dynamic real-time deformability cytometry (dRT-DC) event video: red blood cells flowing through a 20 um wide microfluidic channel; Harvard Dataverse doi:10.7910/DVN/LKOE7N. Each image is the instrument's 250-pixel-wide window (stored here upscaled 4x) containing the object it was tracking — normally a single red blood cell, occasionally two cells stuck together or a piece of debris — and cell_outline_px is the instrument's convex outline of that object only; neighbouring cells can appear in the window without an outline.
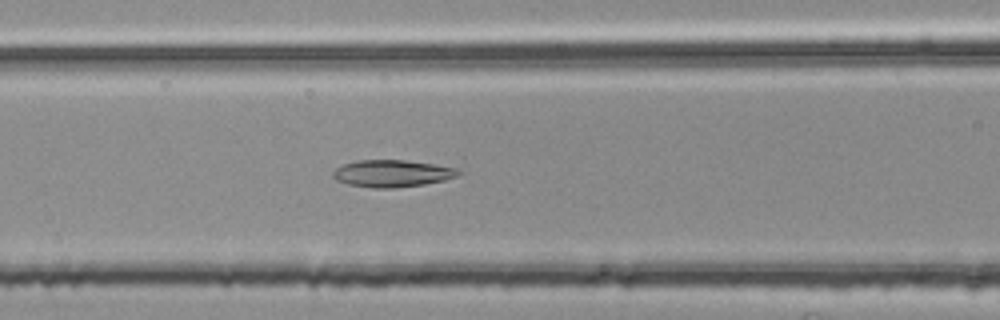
{"species": "common noctule bat (a hibernating species)", "species_latin": "Nyctalus noctula", "temperature_condition": "room temperature", "stored_images_in_passage": 38, "camera_frame_rate_fps": 3000, "um_per_image_px": 0.085, "animal": {"sex": "female", "body_mass_g": 25.1}, "frame": {"image": 1, "passage_image": 7, "time_ms": 2.0, "image_size_px": [1000, 320], "cell_outline_px": [[460, 172], [456, 176], [444, 180], [424, 184], [392, 188], [372, 188], [348, 184], [336, 180], [332, 176], [332, 172], [336, 168], [344, 164], [360, 160], [404, 160], [460, 168]], "centroid_in_image_um": [33.32, 14.74], "position_along_channel_um": 133.3, "area_um2": 19.65}}
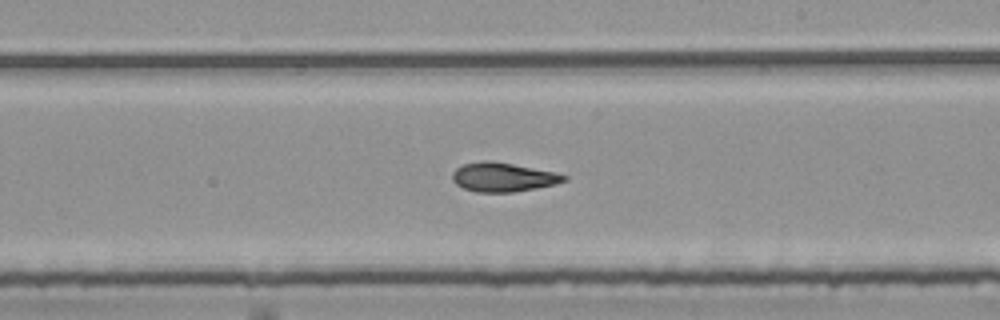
{"frame": {"image": 2, "passage_image": 16, "time_ms": 5.0, "image_size_px": [1000, 320], "cell_outline_px": [[568, 180], [556, 184], [536, 188], [512, 192], [476, 192], [464, 188], [456, 184], [452, 180], [452, 172], [460, 164], [480, 160], [488, 160], [512, 164], [556, 172], [568, 176]], "centroid_in_image_um": [42.74, 15.05], "position_along_channel_um": 246.3, "area_um2": 19.07}}
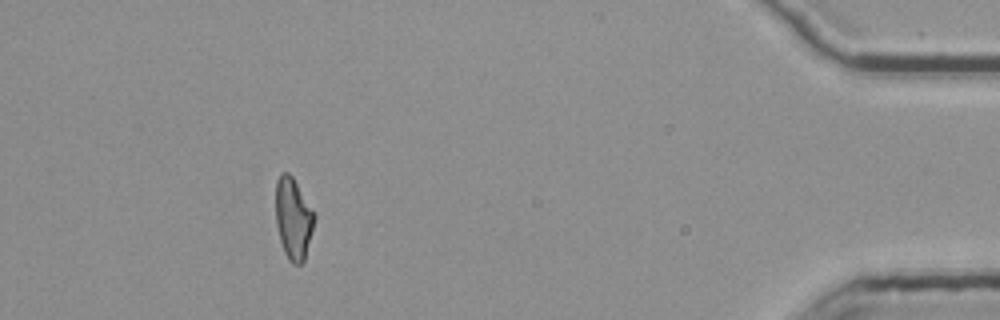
{"frame": {"image": 3, "passage_image": 34, "time_ms": 11.0, "image_size_px": [1000, 320], "cell_outline_px": [[316, 216], [304, 260], [300, 264], [292, 264], [288, 260], [284, 252], [280, 240], [276, 224], [276, 180], [284, 172], [288, 172], [292, 176], [312, 208]], "centroid_in_image_um": [24.92, 18.58], "position_along_channel_um": 410.3, "area_um2": 18.21}, "authors_computed_cell_mechanics": {"area_um2": 18.9006, "velocity_mm_per_s": 3.7774, "shape_relaxation_time_tau1_ms": 11.0719, "shape_relaxation_time_tau2_ms": 2.4142, "deformation_change_tau1": 0.2463, "deformation_change_tau2": 0.1038}}